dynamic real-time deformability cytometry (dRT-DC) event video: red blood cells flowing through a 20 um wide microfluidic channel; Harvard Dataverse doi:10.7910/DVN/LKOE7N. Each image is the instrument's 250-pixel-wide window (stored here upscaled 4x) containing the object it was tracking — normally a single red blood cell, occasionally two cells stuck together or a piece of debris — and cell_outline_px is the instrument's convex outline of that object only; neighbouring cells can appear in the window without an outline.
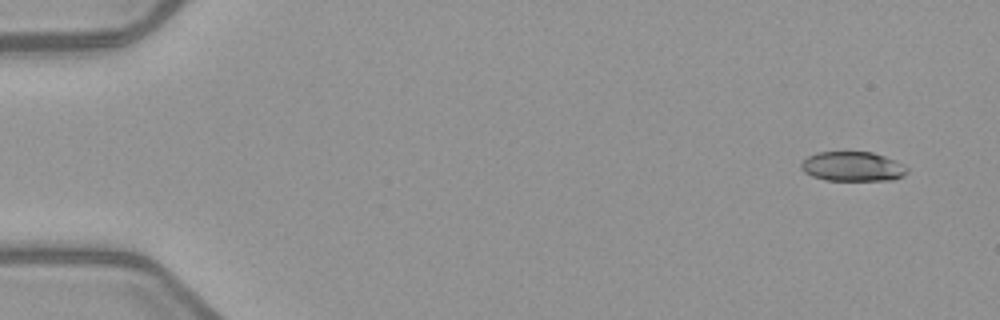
{"species": "common noctule bat (a hibernating species)", "species_latin": "Nyctalus noctula", "temperature_condition": "warm", "stored_images_in_passage": 4, "camera_frame_rate_fps": 3000, "um_per_image_px": 0.085, "animal": {"sex": "female", "body_mass_g": 21.9}, "frame": {"image": 1, "passage_image": 1, "time_ms": 0.0, "image_size_px": [1000, 320], "cell_outline_px": [[908, 172], [904, 176], [892, 180], [824, 180], [812, 176], [804, 172], [800, 168], [800, 164], [808, 156], [816, 152], [872, 152], [884, 156], [904, 164], [908, 168]], "centroid_in_image_um": [72.48, 14.15], "position_along_channel_um": 12.5, "area_um2": 18.38}}
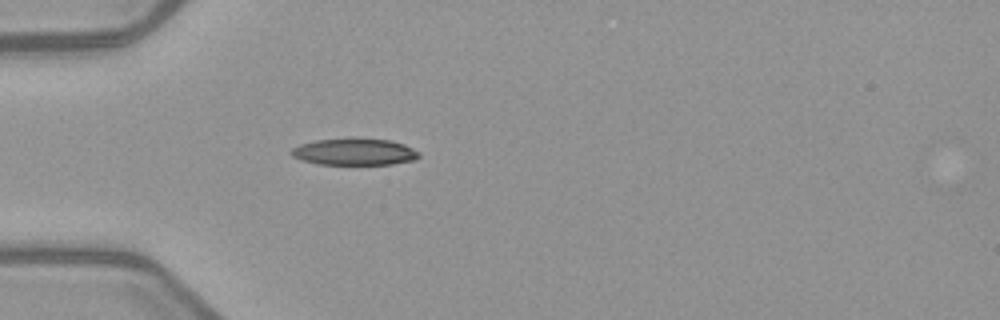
{"frame": {"image": 2, "passage_image": 4, "time_ms": 4.333, "image_size_px": [1000, 320], "cell_outline_px": [[420, 156], [416, 160], [392, 164], [316, 164], [300, 160], [292, 156], [288, 152], [292, 148], [300, 144], [316, 140], [392, 140], [404, 144], [420, 152]], "centroid_in_image_um": [30.12, 12.94], "position_along_channel_um": 54.9, "area_um2": 19.54}}